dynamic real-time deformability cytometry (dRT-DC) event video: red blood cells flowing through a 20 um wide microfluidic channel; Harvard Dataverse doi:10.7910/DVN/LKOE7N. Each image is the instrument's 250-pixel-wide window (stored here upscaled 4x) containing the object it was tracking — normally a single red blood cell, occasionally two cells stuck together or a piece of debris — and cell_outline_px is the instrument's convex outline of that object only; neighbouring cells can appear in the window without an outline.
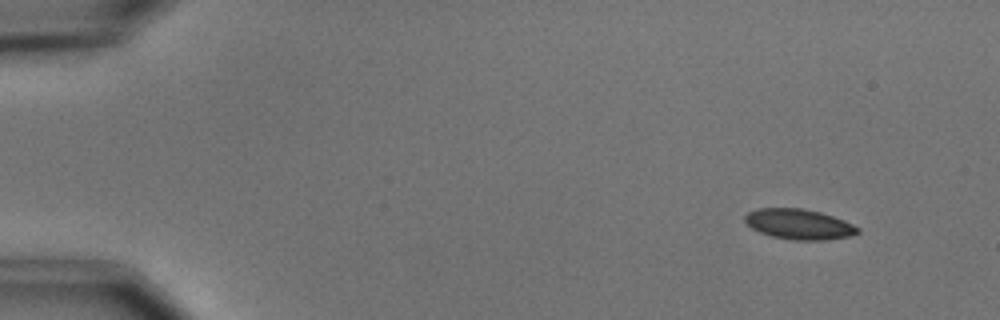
{"species": "common noctule bat (a hibernating species)", "species_latin": "Nyctalus noctula", "temperature_condition": "cold", "stored_images_in_passage": 51, "camera_frame_rate_fps": 3000, "um_per_image_px": 0.085, "animal": {"sex": "male", "body_mass_g": 15.6}, "frame": {"image": 1, "passage_image": 1, "time_ms": 0.0, "image_size_px": [1000, 320], "cell_outline_px": [[860, 232], [852, 236], [828, 240], [792, 240], [772, 236], [760, 232], [752, 228], [744, 220], [744, 216], [748, 212], [760, 208], [804, 208], [820, 212], [844, 220], [860, 228]], "centroid_in_image_um": [67.94, 19.06], "position_along_channel_um": 17.1, "area_um2": 20.0}}
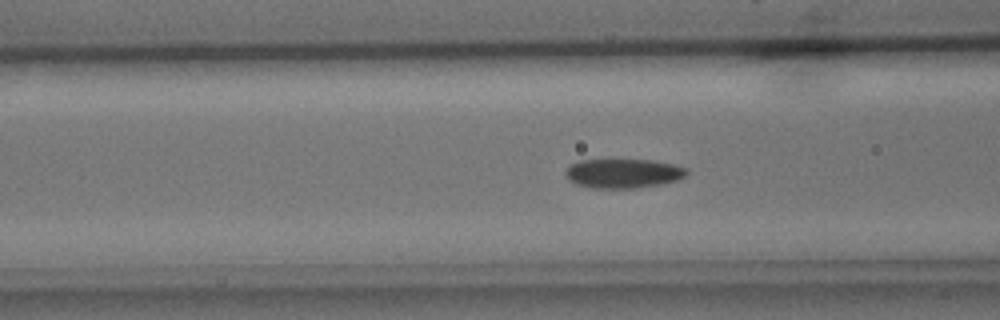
{"frame": {"image": 2, "passage_image": 18, "time_ms": 5.667, "image_size_px": [1000, 320], "cell_outline_px": [[688, 172], [684, 176], [676, 180], [664, 184], [636, 188], [592, 188], [576, 184], [568, 180], [564, 172], [568, 164], [580, 160], [652, 160], [672, 164], [688, 168]], "centroid_in_image_um": [52.94, 14.74], "position_along_channel_um": 113.7, "area_um2": 20.87}}
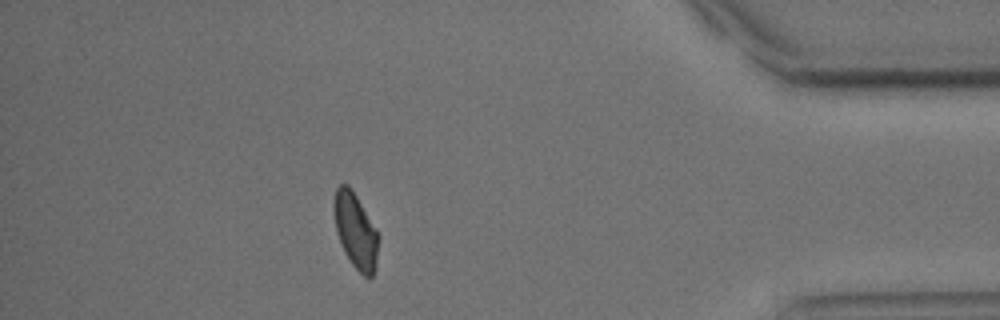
{"frame": {"image": 3, "passage_image": 45, "time_ms": 14.667, "image_size_px": [1000, 320], "cell_outline_px": [[376, 268], [372, 276], [364, 276], [352, 264], [344, 252], [336, 232], [332, 208], [332, 204], [336, 188], [340, 184], [348, 184], [352, 188], [376, 232]], "centroid_in_image_um": [30.14, 19.57], "position_along_channel_um": 405.1, "area_um2": 19.02}, "authors_computed_cell_mechanics": {"area_um2": 20.4612, "velocity_mm_per_s": 3.6627, "shape_relaxation_time_tau1_ms": 3.1873, "shape_relaxation_time_tau2_ms": 4.4365, "deformation_change_tau1": 0.0846, "deformation_change_tau2": 0.0816}}